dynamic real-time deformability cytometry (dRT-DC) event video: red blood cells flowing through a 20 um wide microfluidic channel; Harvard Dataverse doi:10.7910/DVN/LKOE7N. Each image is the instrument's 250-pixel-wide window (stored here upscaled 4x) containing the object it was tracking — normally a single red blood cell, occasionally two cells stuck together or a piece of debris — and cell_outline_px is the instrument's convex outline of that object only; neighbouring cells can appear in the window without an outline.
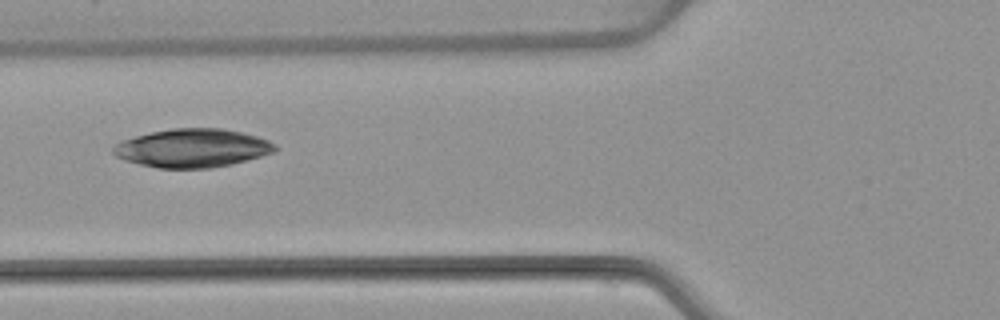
{"species": "common noctule bat (a hibernating species)", "species_latin": "Nyctalus noctula", "temperature_condition": "warm", "stored_images_in_passage": 4, "camera_frame_rate_fps": 3000, "um_per_image_px": 0.085, "animal": {"sex": "female", "body_mass_g": 22.7, "forearm_length_mm": 54.2}, "frame": {"image": 1, "passage_image": 3, "time_ms": 3.0, "image_size_px": [1000, 320], "cell_outline_px": [[280, 148], [276, 152], [248, 160], [232, 164], [212, 168], [156, 168], [124, 160], [116, 156], [112, 152], [112, 148], [120, 140], [152, 132], [172, 128], [220, 128], [240, 132], [256, 136], [268, 140], [276, 144]], "centroid_in_image_um": [16.38, 12.59], "position_along_channel_um": 109.4, "area_um2": 36.47}}
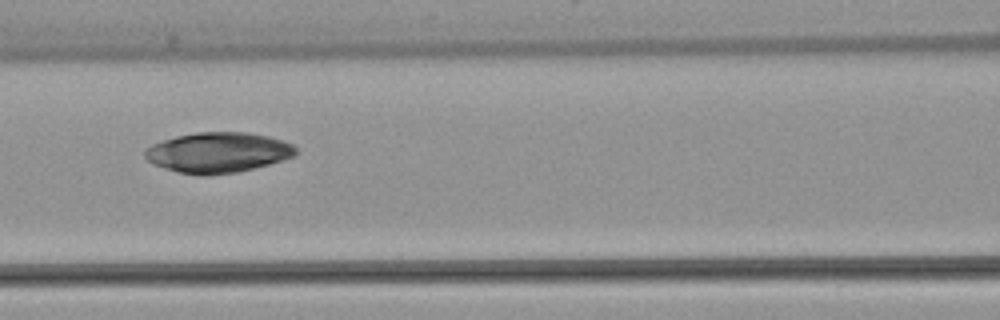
{"frame": {"image": 2, "passage_image": 4, "time_ms": 4.0, "image_size_px": [1000, 320], "cell_outline_px": [[300, 152], [296, 156], [284, 160], [236, 172], [208, 176], [200, 176], [180, 172], [164, 168], [152, 164], [144, 156], [144, 152], [152, 144], [176, 136], [196, 132], [248, 132], [268, 136], [284, 140], [292, 144]], "centroid_in_image_um": [18.56, 12.96], "position_along_channel_um": 148.0, "area_um2": 35.66}}